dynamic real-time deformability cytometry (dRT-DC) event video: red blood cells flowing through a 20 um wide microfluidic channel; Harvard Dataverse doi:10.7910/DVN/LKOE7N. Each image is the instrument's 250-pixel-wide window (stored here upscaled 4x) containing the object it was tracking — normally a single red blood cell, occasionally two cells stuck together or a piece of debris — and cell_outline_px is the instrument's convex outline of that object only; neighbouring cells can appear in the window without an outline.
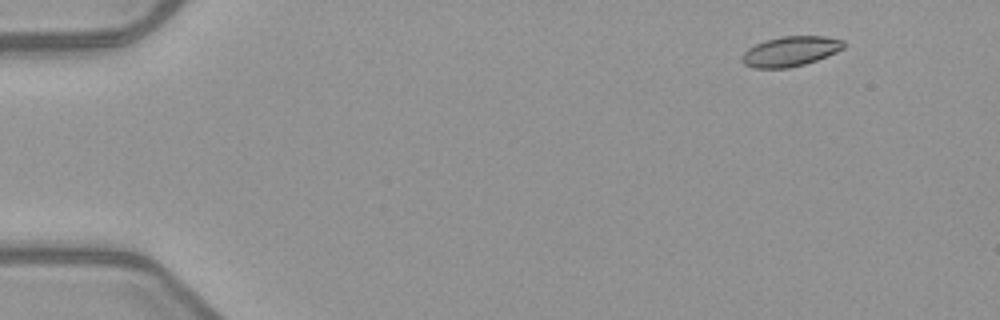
{"species": "common noctule bat (a hibernating species)", "species_latin": "Nyctalus noctula", "temperature_condition": "warm", "stored_images_in_passage": 5, "camera_frame_rate_fps": 3000, "um_per_image_px": 0.085, "animal": {"sex": "female", "body_mass_g": 21.9}, "frame": {"image": 1, "passage_image": 2, "time_ms": 1.0, "image_size_px": [1000, 320], "cell_outline_px": [[844, 48], [836, 52], [816, 60], [804, 64], [788, 68], [752, 68], [744, 64], [740, 60], [740, 56], [748, 48], [764, 40], [780, 36], [824, 36], [844, 40]], "centroid_in_image_um": [67.14, 4.36], "position_along_channel_um": 17.9, "area_um2": 17.86}}
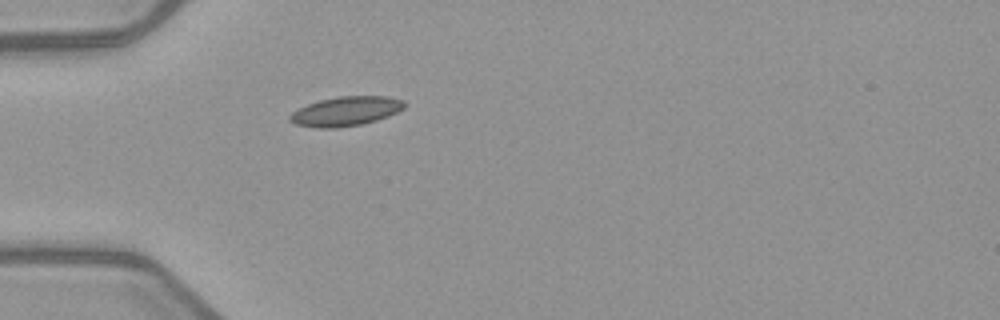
{"frame": {"image": 2, "passage_image": 5, "time_ms": 4.667, "image_size_px": [1000, 320], "cell_outline_px": [[408, 104], [404, 108], [388, 116], [376, 120], [360, 124], [336, 128], [316, 128], [296, 124], [288, 120], [288, 116], [292, 112], [308, 104], [320, 100], [336, 96], [388, 96], [404, 100]], "centroid_in_image_um": [29.41, 9.45], "position_along_channel_um": 55.6, "area_um2": 19.65}}